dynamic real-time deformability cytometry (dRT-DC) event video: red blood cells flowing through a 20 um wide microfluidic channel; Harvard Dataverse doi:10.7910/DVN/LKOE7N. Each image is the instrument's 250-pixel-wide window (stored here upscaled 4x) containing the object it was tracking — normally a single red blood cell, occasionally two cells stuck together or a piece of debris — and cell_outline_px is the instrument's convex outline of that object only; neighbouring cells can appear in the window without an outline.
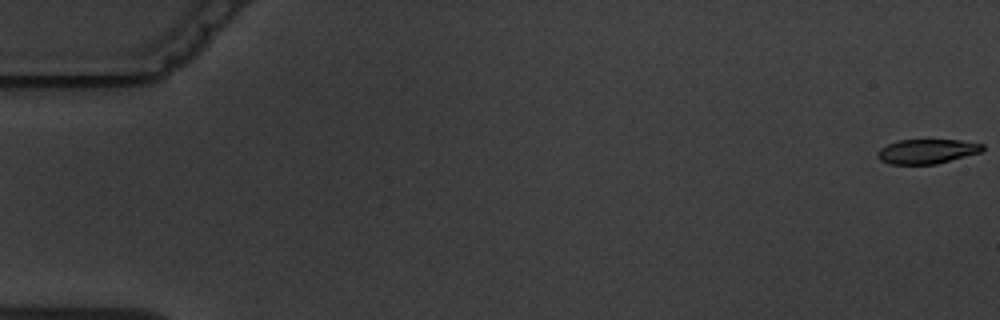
{"species": "common noctule bat (a hibernating species)", "species_latin": "Nyctalus noctula", "temperature_condition": "warm", "stored_images_in_passage": 5, "camera_frame_rate_fps": 3000, "um_per_image_px": 0.085, "animal": {"sex": "male", "body_mass_g": 19.5, "forearm_length_mm": 54.6}, "frame": {"image": 1, "passage_image": 1, "time_ms": 0.0, "image_size_px": [1000, 320], "cell_outline_px": [[984, 148], [980, 152], [936, 164], [892, 164], [880, 160], [876, 156], [880, 148], [896, 140], [960, 140], [984, 144]], "centroid_in_image_um": [78.77, 12.86], "position_along_channel_um": 6.2, "area_um2": 14.91}}
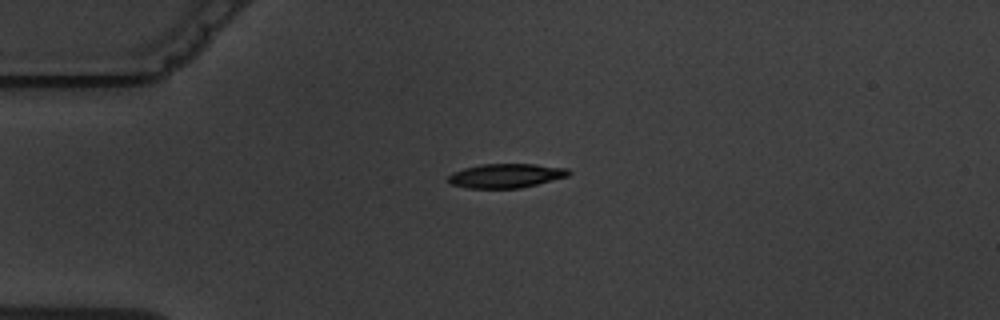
{"frame": {"image": 2, "passage_image": 5, "time_ms": 4.667, "image_size_px": [1000, 320], "cell_outline_px": [[572, 172], [568, 176], [520, 188], [468, 188], [452, 184], [448, 180], [448, 176], [452, 172], [464, 168], [480, 164], [532, 164], [568, 168]], "centroid_in_image_um": [43.0, 14.93], "position_along_channel_um": 42.0, "area_um2": 16.88}}